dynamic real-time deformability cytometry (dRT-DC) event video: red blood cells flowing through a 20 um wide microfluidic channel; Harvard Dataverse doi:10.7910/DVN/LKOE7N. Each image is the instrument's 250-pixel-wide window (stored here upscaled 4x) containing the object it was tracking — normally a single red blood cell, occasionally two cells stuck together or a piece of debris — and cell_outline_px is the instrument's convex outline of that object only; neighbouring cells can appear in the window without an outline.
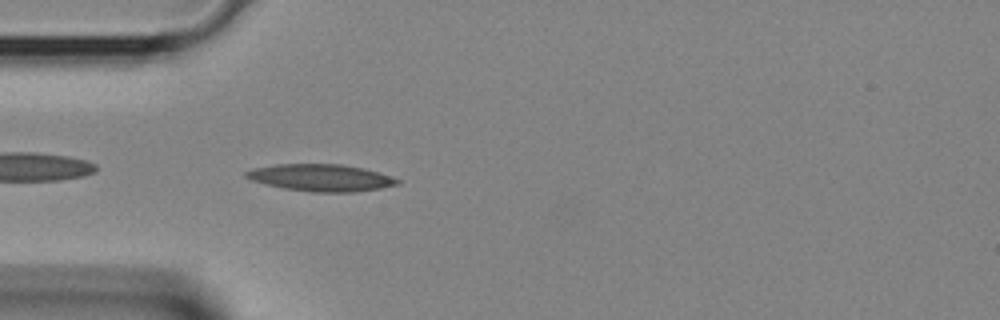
{"species": "Egyptian fruit bat (a non-hibernating species)", "species_latin": "Rousettus aegyptiacus", "temperature_condition": "room temperature", "stored_images_in_passage": 37, "camera_frame_rate_fps": 3000, "um_per_image_px": 0.085, "animal": {"sex": "female"}, "frame": {"image": 1, "passage_image": 10, "time_ms": 3.0, "image_size_px": [1000, 320], "cell_outline_px": [[400, 184], [380, 188], [352, 192], [312, 192], [284, 188], [264, 184], [252, 180], [244, 176], [244, 172], [252, 168], [276, 164], [340, 164], [364, 168], [392, 176], [400, 180]], "centroid_in_image_um": [27.27, 15.1], "position_along_channel_um": 57.7, "area_um2": 23.87}}
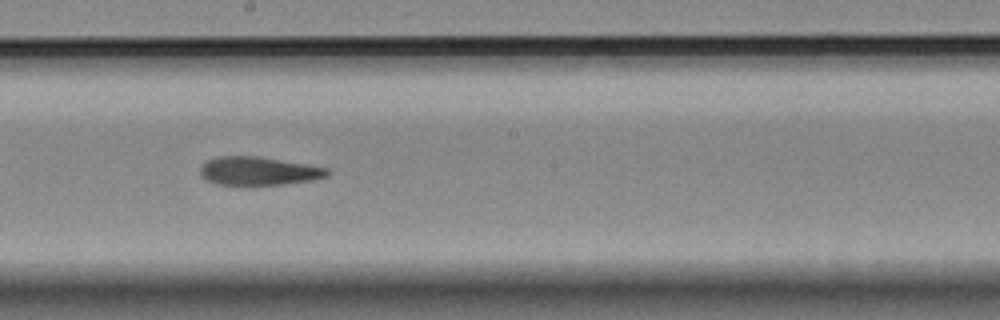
{"frame": {"image": 2, "passage_image": 20, "time_ms": 6.333, "image_size_px": [1000, 320], "cell_outline_px": [[332, 172], [328, 176], [312, 180], [256, 188], [252, 188], [216, 184], [204, 180], [200, 176], [200, 164], [216, 156], [260, 156], [328, 168]], "centroid_in_image_um": [21.92, 14.58], "position_along_channel_um": 226.3, "area_um2": 22.2}}
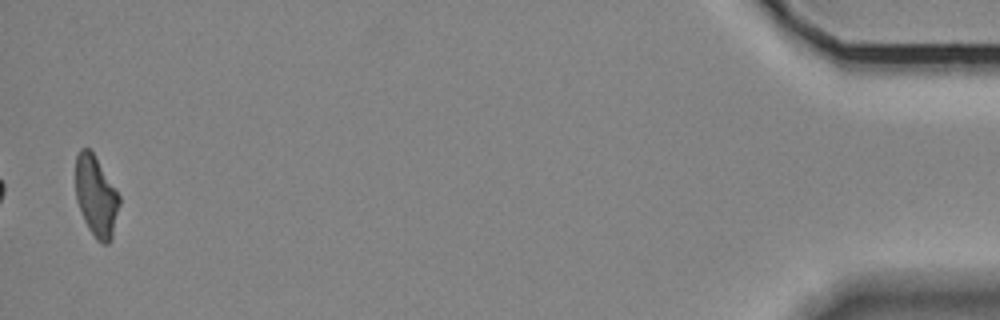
{"frame": {"image": 3, "passage_image": 37, "time_ms": 12.0, "image_size_px": [1000, 320], "cell_outline_px": [[120, 204], [112, 240], [108, 244], [104, 244], [96, 240], [88, 228], [84, 220], [76, 200], [76, 156], [80, 148], [88, 148], [92, 152], [120, 196]], "centroid_in_image_um": [8.17, 16.73], "position_along_channel_um": 427.0, "area_um2": 20.52}}